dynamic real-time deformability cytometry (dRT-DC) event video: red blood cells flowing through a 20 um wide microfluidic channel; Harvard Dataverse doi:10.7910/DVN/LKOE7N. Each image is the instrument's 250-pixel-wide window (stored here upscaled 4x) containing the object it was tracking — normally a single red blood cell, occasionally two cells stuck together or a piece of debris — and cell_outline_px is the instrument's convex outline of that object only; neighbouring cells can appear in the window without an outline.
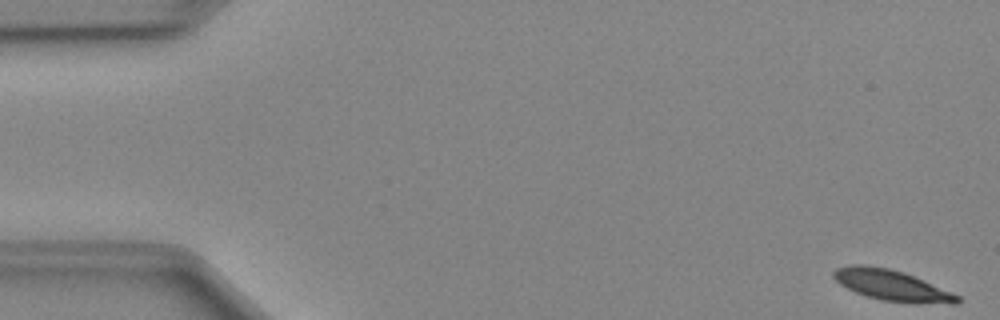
{"species": "Egyptian fruit bat (a non-hibernating species)", "species_latin": "Rousettus aegyptiacus", "temperature_condition": "cold", "stored_images_in_passage": 50, "camera_frame_rate_fps": 3000, "um_per_image_px": 0.085, "animal": {"sex": "female"}, "frame": {"image": 1, "passage_image": 1, "time_ms": 0.0, "image_size_px": [1000, 320], "cell_outline_px": [[960, 304], [952, 304], [884, 300], [868, 296], [856, 292], [840, 284], [832, 276], [832, 272], [836, 268], [852, 264], [864, 264], [888, 268], [904, 272], [952, 292], [960, 296]], "centroid_in_image_um": [75.79, 24.22], "position_along_channel_um": 9.2, "area_um2": 21.79}}
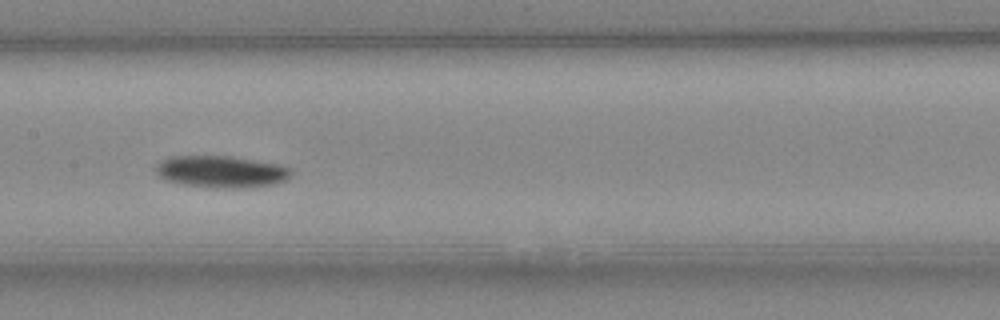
{"frame": {"image": 2, "passage_image": 25, "time_ms": 8.0, "image_size_px": [1000, 320], "cell_outline_px": [[292, 172], [284, 180], [276, 184], [248, 188], [212, 188], [184, 184], [164, 180], [156, 172], [156, 164], [160, 160], [168, 156], [232, 156], [280, 164], [292, 168]], "centroid_in_image_um": [18.8, 14.59], "position_along_channel_um": 188.6, "area_um2": 25.49}}
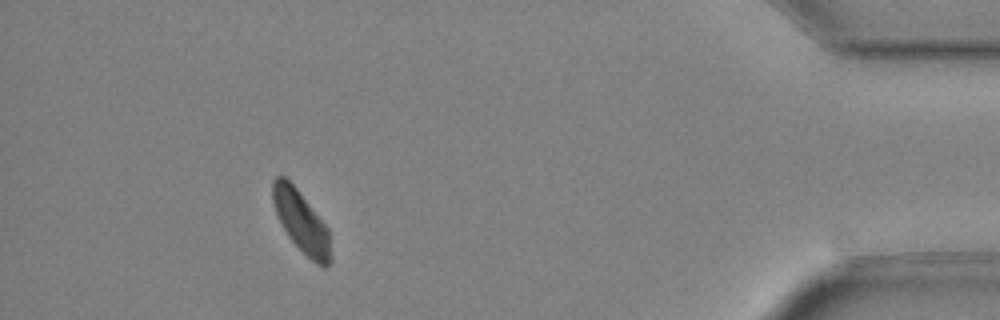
{"frame": {"image": 3, "passage_image": 46, "time_ms": 15.0, "image_size_px": [1000, 320], "cell_outline_px": [[332, 260], [324, 268], [316, 264], [288, 236], [276, 212], [272, 200], [272, 180], [276, 176], [284, 176], [296, 188], [328, 228]], "centroid_in_image_um": [25.61, 18.84], "position_along_channel_um": 409.6, "area_um2": 20.35}, "authors_computed_cell_mechanics": {"area_um2": 22.8599, "velocity_mm_per_s": 3.9627, "shape_relaxation_time_tau1_ms": 2.7285, "shape_relaxation_time_tau2_ms": null, "deformation_change_tau1": 0.0801, "deformation_change_tau2": null}}